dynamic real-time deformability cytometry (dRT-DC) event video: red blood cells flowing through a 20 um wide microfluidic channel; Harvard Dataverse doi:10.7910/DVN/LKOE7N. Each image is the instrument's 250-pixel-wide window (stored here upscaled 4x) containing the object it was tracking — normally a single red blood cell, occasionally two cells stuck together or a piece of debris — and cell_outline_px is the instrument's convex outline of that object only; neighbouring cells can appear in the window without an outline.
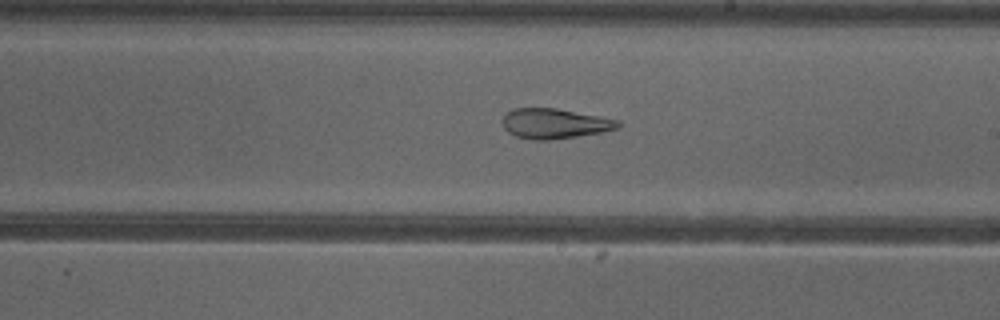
{"species": "common noctule bat (a hibernating species)", "species_latin": "Nyctalus noctula", "temperature_condition": "cold", "stored_images_in_passage": 53, "camera_frame_rate_fps": 3000, "um_per_image_px": 0.085, "animal": {"sex": "female"}, "frame": {"image": 1, "passage_image": 31, "time_ms": 10.0, "image_size_px": [1000, 320], "cell_outline_px": [[620, 128], [600, 132], [576, 136], [548, 140], [532, 140], [516, 136], [508, 132], [504, 128], [504, 116], [512, 108], [556, 108], [620, 120]], "centroid_in_image_um": [47.15, 10.5], "position_along_channel_um": 241.9, "area_um2": 20.06}, "authors_computed_cell_mechanics": {"area_um2": 26.6458, "velocity_mm_per_s": 3.867, "shape_relaxation_time_tau1_ms": null, "shape_relaxation_time_tau2_ms": 2.6108, "deformation_change_tau1": null, "deformation_change_tau2": 0.1135}}